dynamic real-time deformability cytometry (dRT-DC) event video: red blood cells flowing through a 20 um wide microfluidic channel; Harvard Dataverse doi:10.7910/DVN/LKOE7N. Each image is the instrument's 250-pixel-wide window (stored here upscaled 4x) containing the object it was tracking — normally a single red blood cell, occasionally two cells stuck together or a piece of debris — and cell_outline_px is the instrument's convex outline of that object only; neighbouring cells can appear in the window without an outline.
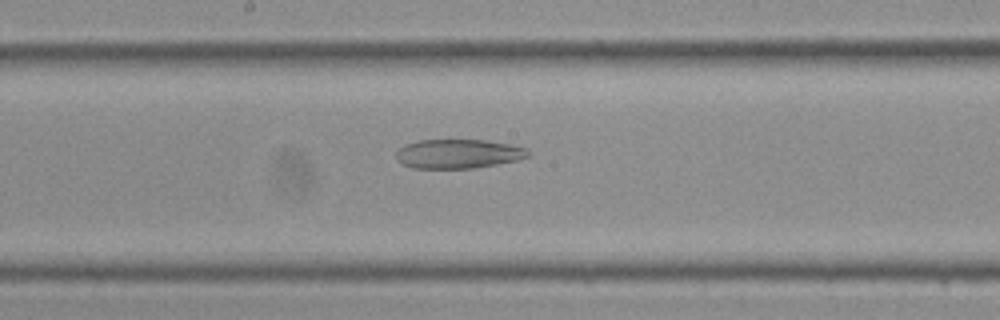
{"species": "Egyptian fruit bat (a non-hibernating species)", "species_latin": "Rousettus aegyptiacus", "temperature_condition": "cold", "stored_images_in_passage": 29, "camera_frame_rate_fps": 3000, "um_per_image_px": 0.085, "frame": {"image": 1, "passage_image": 14, "time_ms": 4.333, "image_size_px": [1000, 320], "cell_outline_px": [[532, 156], [516, 160], [496, 164], [472, 168], [412, 168], [396, 160], [396, 152], [404, 144], [420, 140], [484, 140], [512, 144], [528, 148], [532, 152]], "centroid_in_image_um": [38.99, 13.06], "position_along_channel_um": 209.2, "area_um2": 22.6}}
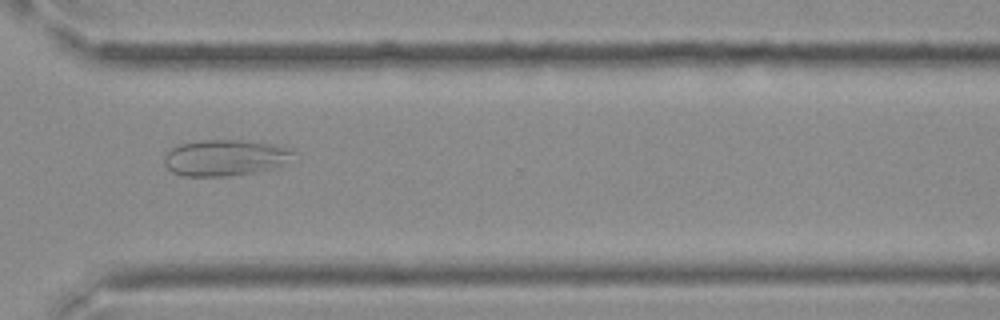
{"frame": {"image": 2, "passage_image": 22, "time_ms": 7.0, "image_size_px": [1000, 320], "cell_outline_px": [[296, 152], [276, 168], [228, 176], [184, 176], [172, 172], [164, 164], [164, 156], [172, 148], [180, 144], [200, 140], [240, 140], [280, 144]], "centroid_in_image_um": [19.12, 13.39], "position_along_channel_um": 351.5, "area_um2": 27.17}}
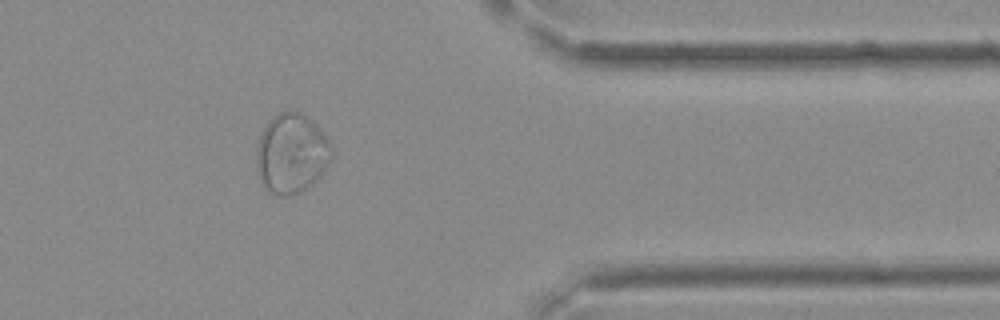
{"frame": {"image": 3, "passage_image": 25, "time_ms": 8.0, "image_size_px": [1000, 320], "cell_outline_px": [[332, 160], [320, 176], [312, 184], [300, 192], [292, 196], [272, 196], [260, 184], [256, 168], [256, 144], [268, 120], [272, 116], [288, 108], [300, 112], [308, 116], [320, 128], [328, 140], [332, 148]], "centroid_in_image_um": [24.75, 13.05], "position_along_channel_um": 386.7, "area_um2": 35.95}}